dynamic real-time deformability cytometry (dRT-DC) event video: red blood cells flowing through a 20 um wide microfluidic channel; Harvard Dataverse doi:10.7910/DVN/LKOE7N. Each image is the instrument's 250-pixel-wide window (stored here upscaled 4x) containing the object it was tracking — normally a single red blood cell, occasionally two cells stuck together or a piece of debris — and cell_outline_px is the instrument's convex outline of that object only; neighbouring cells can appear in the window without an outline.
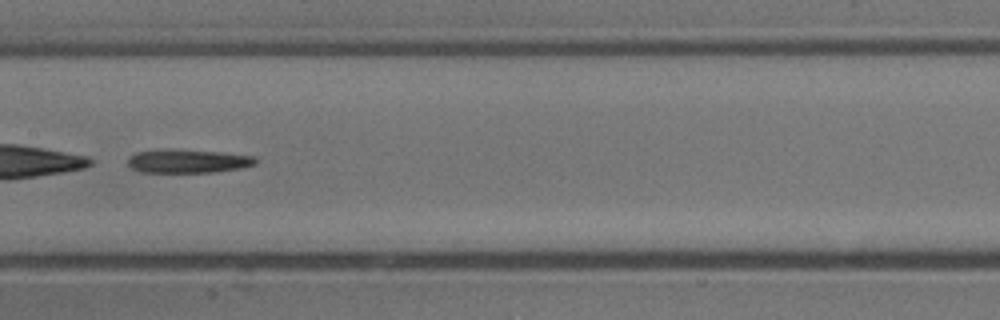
{"species": "common noctule bat (a hibernating species)", "species_latin": "Nyctalus noctula", "temperature_condition": "cold", "stored_images_in_passage": 14, "camera_frame_rate_fps": 3000, "um_per_image_px": 0.085, "animal": {"sex": "male", "body_mass_g": 13.3}, "frame": {"image": 1, "passage_image": 7, "time_ms": 2.0, "image_size_px": [1000, 320], "cell_outline_px": [[256, 164], [244, 168], [212, 172], [140, 172], [132, 168], [128, 164], [128, 156], [136, 152], [164, 148], [168, 148], [220, 152], [252, 156], [256, 160]], "centroid_in_image_um": [15.93, 13.68], "position_along_channel_um": 191.5, "area_um2": 17.74}}
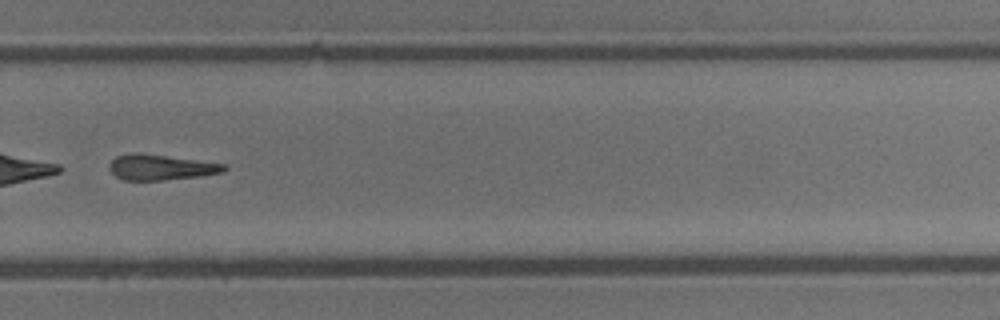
{"frame": {"image": 2, "passage_image": 10, "time_ms": 3.0, "image_size_px": [1000, 320], "cell_outline_px": [[228, 168], [224, 172], [200, 176], [164, 180], [124, 180], [116, 176], [108, 168], [108, 164], [116, 156], [132, 152], [140, 152], [228, 164]], "centroid_in_image_um": [13.68, 14.2], "position_along_channel_um": 316.1, "area_um2": 17.34}}
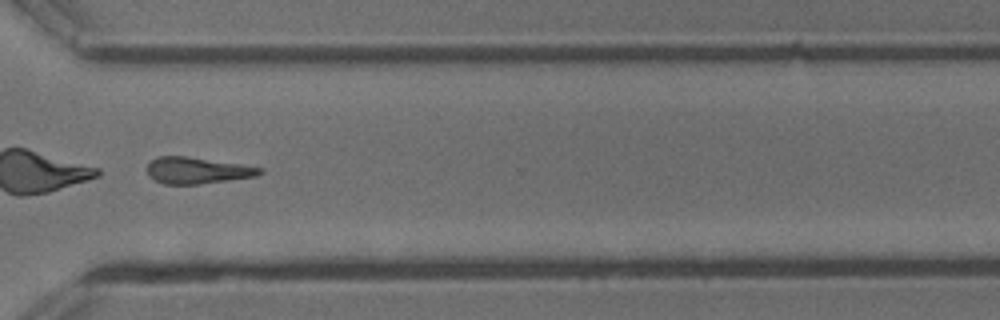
{"frame": {"image": 3, "passage_image": 11, "time_ms": 3.333, "image_size_px": [1000, 320], "cell_outline_px": [[264, 172], [256, 176], [196, 184], [164, 184], [148, 176], [148, 164], [156, 156], [184, 156], [240, 164], [264, 168]], "centroid_in_image_um": [16.75, 14.48], "position_along_channel_um": 353.8, "area_um2": 17.11}}